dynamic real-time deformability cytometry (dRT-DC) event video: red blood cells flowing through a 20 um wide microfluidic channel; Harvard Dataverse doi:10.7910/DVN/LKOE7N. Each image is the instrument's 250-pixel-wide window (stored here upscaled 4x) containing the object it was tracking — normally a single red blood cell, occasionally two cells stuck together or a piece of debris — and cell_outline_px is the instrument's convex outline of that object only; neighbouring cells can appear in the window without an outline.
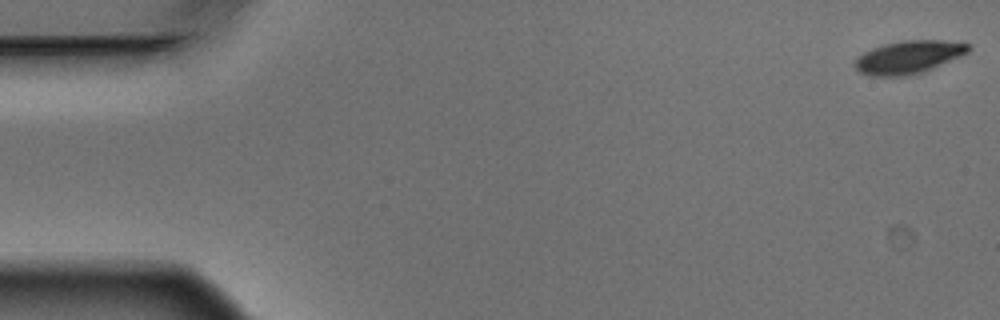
{"species": "Egyptian fruit bat (a non-hibernating species)", "species_latin": "Rousettus aegyptiacus", "temperature_condition": "warm", "stored_images_in_passage": 6, "camera_frame_rate_fps": 3000, "um_per_image_px": 0.085, "animal": {"sex": "male"}, "frame": {"image": 1, "passage_image": 1, "time_ms": 0.0, "image_size_px": [1000, 320], "cell_outline_px": [[972, 48], [968, 52], [960, 56], [920, 72], [904, 76], [868, 76], [860, 72], [856, 68], [856, 60], [864, 52], [872, 48], [884, 44], [904, 40], [944, 40], [972, 44]], "centroid_in_image_um": [77.24, 4.84], "position_along_channel_um": 7.8, "area_um2": 21.44}}